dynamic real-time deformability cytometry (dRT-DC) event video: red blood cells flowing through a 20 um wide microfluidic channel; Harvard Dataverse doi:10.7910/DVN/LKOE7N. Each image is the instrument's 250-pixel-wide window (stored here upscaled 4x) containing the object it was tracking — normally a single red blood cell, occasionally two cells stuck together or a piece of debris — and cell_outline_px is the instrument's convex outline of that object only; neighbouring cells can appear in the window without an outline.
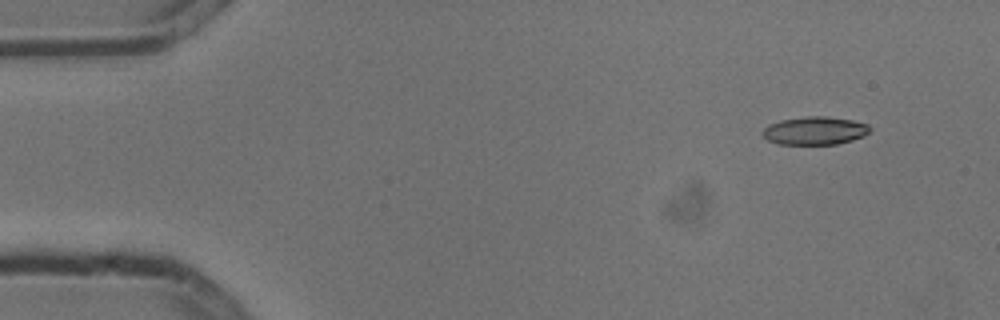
{"species": "common noctule bat (a hibernating species)", "species_latin": "Nyctalus noctula", "temperature_condition": "cold", "stored_images_in_passage": 5, "camera_frame_rate_fps": 3000, "um_per_image_px": 0.085, "animal": {"sex": "male", "body_mass_g": 13.3}, "frame": {"image": 1, "passage_image": 2, "time_ms": 0.333, "image_size_px": [1000, 320], "cell_outline_px": [[872, 128], [864, 136], [852, 140], [836, 144], [780, 144], [768, 140], [760, 136], [760, 132], [768, 124], [780, 120], [808, 116], [828, 116], [852, 120], [868, 124]], "centroid_in_image_um": [69.23, 11.1], "position_along_channel_um": 15.8, "area_um2": 17.74}}
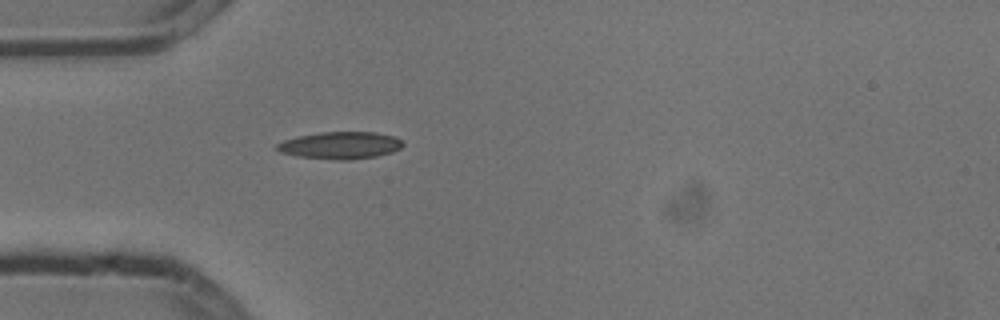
{"frame": {"image": 2, "passage_image": 5, "time_ms": 1.333, "image_size_px": [1000, 320], "cell_outline_px": [[404, 144], [400, 148], [392, 152], [376, 156], [352, 160], [336, 160], [296, 156], [280, 152], [276, 148], [276, 144], [284, 140], [296, 136], [320, 132], [376, 132], [396, 136]], "centroid_in_image_um": [28.92, 12.35], "position_along_channel_um": 56.1, "area_um2": 20.11}}